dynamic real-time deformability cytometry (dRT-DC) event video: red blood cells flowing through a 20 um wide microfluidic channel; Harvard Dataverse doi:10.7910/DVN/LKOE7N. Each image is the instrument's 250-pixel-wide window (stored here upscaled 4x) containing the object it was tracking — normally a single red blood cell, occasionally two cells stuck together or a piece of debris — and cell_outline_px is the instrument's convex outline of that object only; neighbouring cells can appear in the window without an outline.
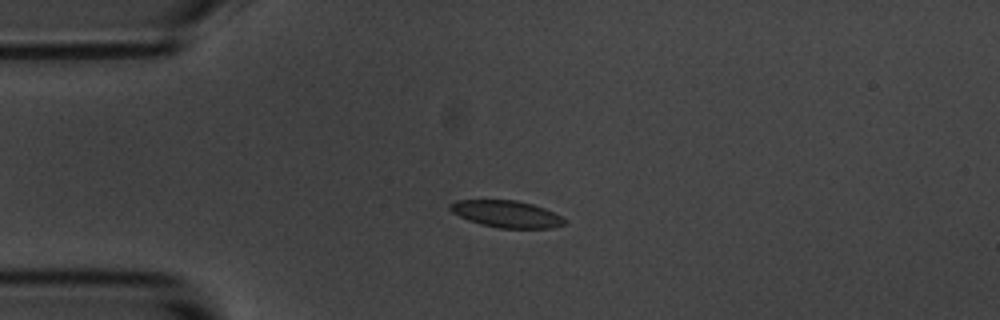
{"species": "common noctule bat (a hibernating species)", "species_latin": "Nyctalus noctula", "temperature_condition": "room temperature", "stored_images_in_passage": 9, "camera_frame_rate_fps": 3000, "um_per_image_px": 0.085, "animal": {"sex": "male", "body_mass_g": 20.1, "forearm_length_mm": 53.5}, "frame": {"image": 1, "passage_image": 2, "time_ms": 1.0, "image_size_px": [1000, 320], "cell_outline_px": [[568, 220], [564, 224], [552, 228], [500, 228], [480, 224], [468, 220], [452, 212], [448, 208], [448, 204], [456, 200], [516, 200], [532, 204], [544, 208]], "centroid_in_image_um": [43.03, 18.19], "position_along_channel_um": 42.0, "area_um2": 17.92}}
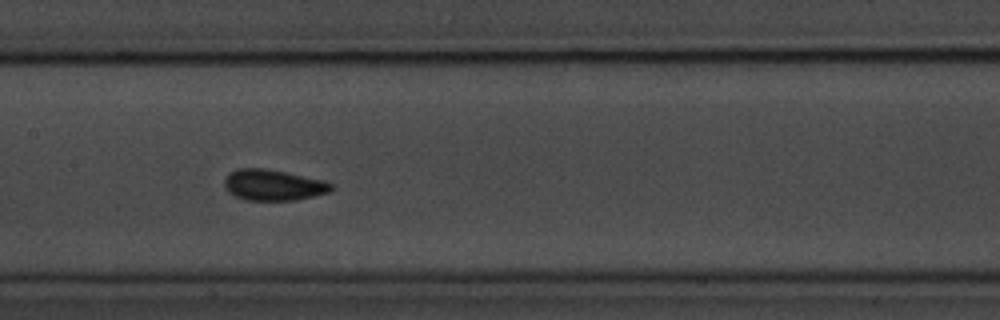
{"frame": {"image": 2, "passage_image": 6, "time_ms": 5.667, "image_size_px": [1000, 320], "cell_outline_px": [[332, 188], [328, 192], [296, 200], [244, 200], [228, 192], [224, 188], [224, 180], [236, 168], [264, 168], [288, 172], [324, 180], [332, 184]], "centroid_in_image_um": [23.21, 15.72], "position_along_channel_um": 184.2, "area_um2": 19.25}}
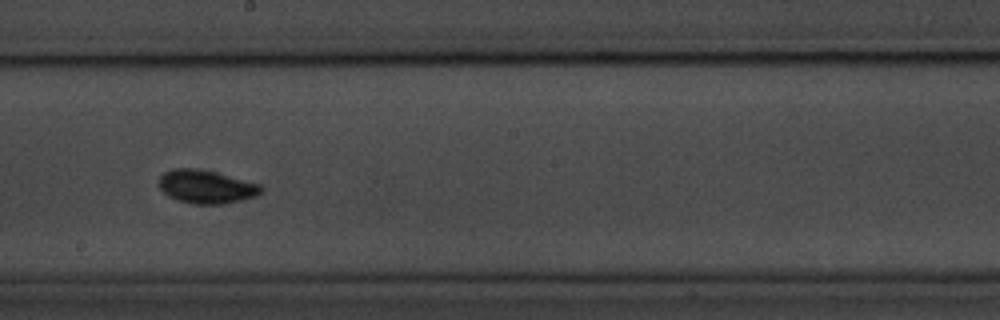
{"frame": {"image": 3, "passage_image": 7, "time_ms": 7.0, "image_size_px": [1000, 320], "cell_outline_px": [[264, 192], [256, 196], [244, 200], [224, 204], [192, 204], [176, 200], [168, 196], [160, 188], [160, 176], [164, 172], [172, 168], [192, 168], [216, 172], [260, 184], [264, 188]], "centroid_in_image_um": [17.56, 15.88], "position_along_channel_um": 230.6, "area_um2": 20.06}}